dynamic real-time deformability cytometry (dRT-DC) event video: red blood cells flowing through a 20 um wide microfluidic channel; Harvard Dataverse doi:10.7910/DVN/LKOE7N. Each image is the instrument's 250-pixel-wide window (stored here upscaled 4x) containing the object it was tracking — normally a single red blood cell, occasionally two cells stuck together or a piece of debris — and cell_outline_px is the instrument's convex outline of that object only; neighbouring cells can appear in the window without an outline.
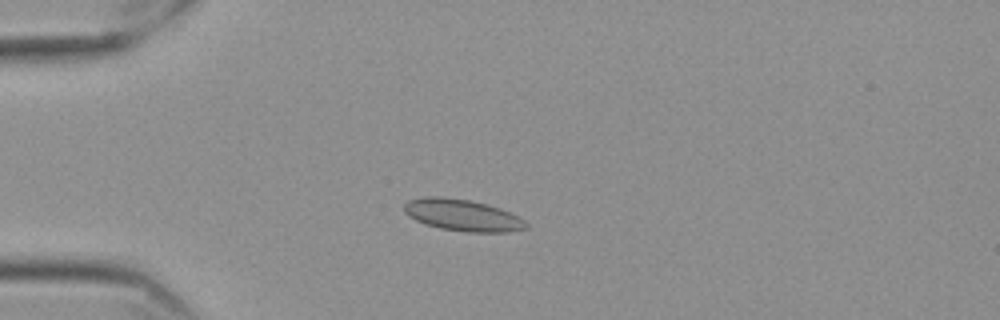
{"species": "Egyptian fruit bat (a non-hibernating species)", "species_latin": "Rousettus aegyptiacus", "temperature_condition": "cold", "stored_images_in_passage": 57, "camera_frame_rate_fps": 3000, "um_per_image_px": 0.085, "frame": {"image": 1, "passage_image": 14, "time_ms": 4.333, "image_size_px": [1000, 320], "cell_outline_px": [[528, 228], [508, 232], [464, 232], [440, 228], [424, 224], [408, 216], [404, 212], [404, 204], [408, 200], [424, 196], [440, 196], [468, 200], [488, 204], [500, 208], [524, 220], [528, 224]], "centroid_in_image_um": [39.28, 18.29], "position_along_channel_um": 45.7, "area_um2": 22.6}}
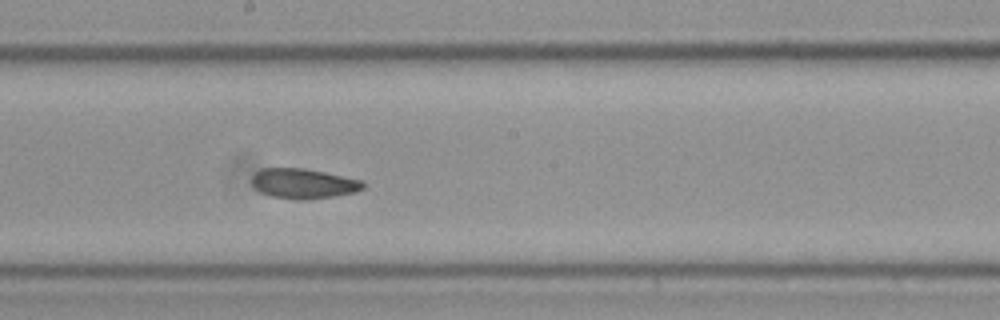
{"frame": {"image": 2, "passage_image": 31, "time_ms": 10.0, "image_size_px": [1000, 320], "cell_outline_px": [[364, 188], [356, 192], [336, 196], [308, 200], [296, 200], [272, 196], [260, 192], [252, 184], [252, 176], [260, 168], [304, 168], [364, 180]], "centroid_in_image_um": [25.81, 15.61], "position_along_channel_um": 222.4, "area_um2": 19.65}}
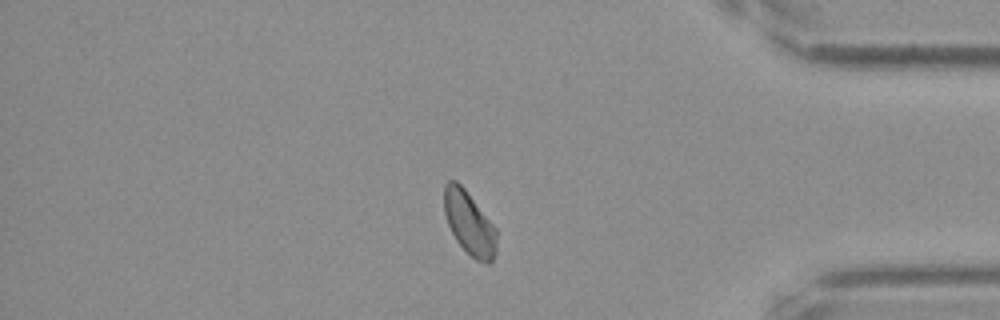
{"frame": {"image": 3, "passage_image": 48, "time_ms": 15.667, "image_size_px": [1000, 320], "cell_outline_px": [[496, 252], [492, 260], [488, 264], [476, 260], [456, 240], [448, 224], [444, 212], [444, 184], [448, 180], [456, 180], [464, 188], [496, 228]], "centroid_in_image_um": [39.88, 18.95], "position_along_channel_um": 395.3, "area_um2": 19.13}, "authors_computed_cell_mechanics": {"area_um2": 19.8832, "velocity_mm_per_s": 3.5043, "shape_relaxation_time_tau1_ms": null, "shape_relaxation_time_tau2_ms": 2.9139, "deformation_change_tau1": null, "deformation_change_tau2": 0.0446}}